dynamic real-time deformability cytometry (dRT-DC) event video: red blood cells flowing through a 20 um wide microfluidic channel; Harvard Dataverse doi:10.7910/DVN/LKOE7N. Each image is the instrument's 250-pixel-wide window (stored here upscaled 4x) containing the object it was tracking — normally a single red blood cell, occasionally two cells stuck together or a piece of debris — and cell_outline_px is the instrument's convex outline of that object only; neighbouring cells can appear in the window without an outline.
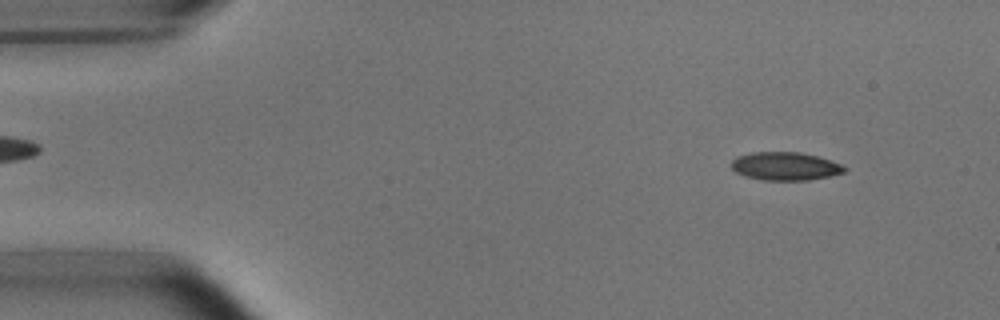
{"species": "common noctule bat (a hibernating species)", "species_latin": "Nyctalus noctula", "temperature_condition": "room temperature", "stored_images_in_passage": 23, "camera_frame_rate_fps": 3000, "um_per_image_px": 0.085, "animal": {"sex": "male", "body_mass_g": 15.6}, "frame": {"image": 1, "passage_image": 5, "time_ms": 1.333, "image_size_px": [1000, 320], "cell_outline_px": [[848, 168], [844, 172], [828, 176], [808, 180], [760, 180], [744, 176], [736, 172], [732, 168], [732, 160], [736, 156], [752, 152], [800, 152], [816, 156], [840, 164]], "centroid_in_image_um": [66.7, 14.13], "position_along_channel_um": 18.3, "area_um2": 18.5}}